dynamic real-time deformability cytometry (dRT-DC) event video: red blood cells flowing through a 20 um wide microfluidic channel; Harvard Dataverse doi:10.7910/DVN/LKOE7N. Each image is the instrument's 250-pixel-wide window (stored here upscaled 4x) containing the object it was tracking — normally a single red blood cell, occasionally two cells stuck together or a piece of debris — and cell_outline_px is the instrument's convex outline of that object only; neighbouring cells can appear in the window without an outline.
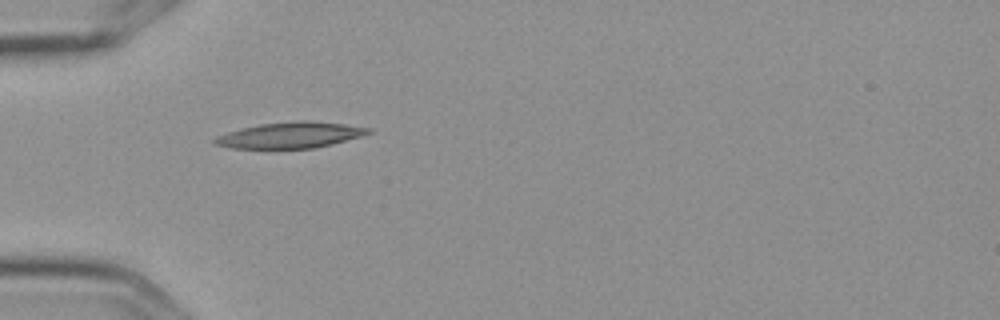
{"species": "Egyptian fruit bat (a non-hibernating species)", "species_latin": "Rousettus aegyptiacus", "temperature_condition": "cold", "stored_images_in_passage": 2, "camera_frame_rate_fps": 3000, "um_per_image_px": 0.085, "frame": {"image": 1, "passage_image": 1, "time_ms": 0.0, "image_size_px": [1000, 320], "cell_outline_px": [[372, 132], [360, 136], [332, 144], [316, 148], [232, 148], [212, 144], [212, 140], [216, 136], [228, 132], [260, 124], [296, 120], [312, 120], [344, 124], [372, 128]], "centroid_in_image_um": [24.68, 11.48], "position_along_channel_um": 60.3, "area_um2": 23.24}}
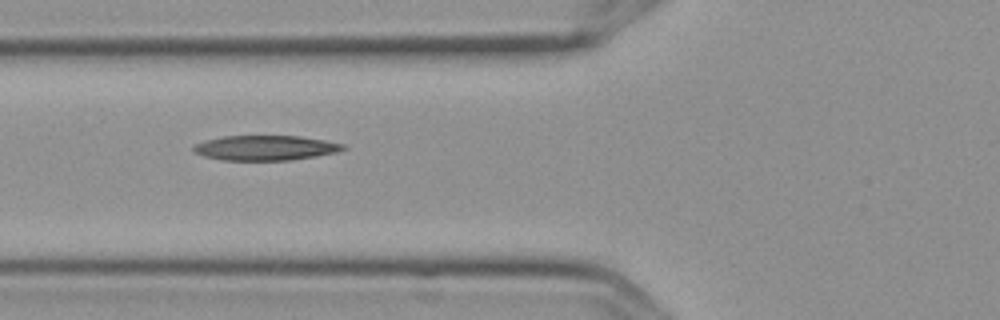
{"frame": {"image": 2, "passage_image": 2, "time_ms": 0.333, "image_size_px": [1000, 320], "cell_outline_px": [[348, 148], [336, 152], [316, 156], [292, 160], [220, 160], [204, 156], [192, 152], [192, 148], [196, 144], [204, 140], [224, 136], [300, 136], [348, 144]], "centroid_in_image_um": [22.58, 12.57], "position_along_channel_um": 103.2, "area_um2": 21.91}}